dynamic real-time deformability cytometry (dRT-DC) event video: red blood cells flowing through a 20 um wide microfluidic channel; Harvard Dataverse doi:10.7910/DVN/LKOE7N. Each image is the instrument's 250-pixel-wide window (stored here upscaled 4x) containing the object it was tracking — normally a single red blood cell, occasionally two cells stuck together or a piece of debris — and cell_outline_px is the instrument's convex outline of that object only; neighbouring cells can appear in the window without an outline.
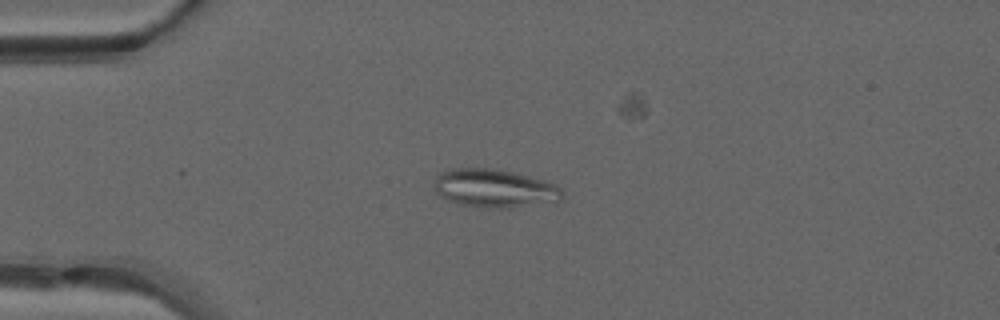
{"species": "common noctule bat (a hibernating species)", "species_latin": "Nyctalus noctula", "temperature_condition": "warm", "stored_images_in_passage": 37, "camera_frame_rate_fps": 3000, "um_per_image_px": 0.085, "animal": {"sex": "male", "forearm_length_mm": 52.5}, "frame": {"image": 1, "passage_image": 1, "time_ms": 0.0, "image_size_px": [1000, 320], "cell_outline_px": [[564, 200], [512, 208], [488, 208], [456, 204], [440, 196], [432, 188], [432, 184], [436, 176], [440, 172], [448, 168], [496, 168], [544, 180], [556, 184], [564, 192]], "centroid_in_image_um": [42.0, 16.01], "position_along_channel_um": 43.0, "area_um2": 29.25}}
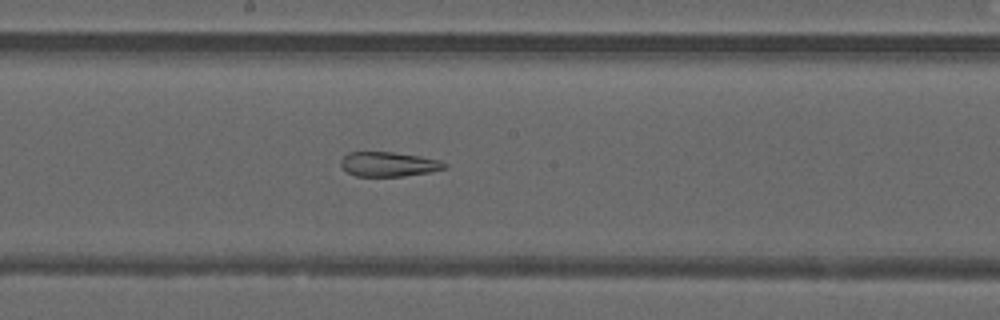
{"frame": {"image": 2, "passage_image": 15, "time_ms": 4.667, "image_size_px": [1000, 320], "cell_outline_px": [[448, 168], [428, 172], [404, 176], [356, 176], [348, 172], [340, 164], [340, 160], [348, 152], [392, 152], [420, 156], [440, 160], [448, 164]], "centroid_in_image_um": [33.06, 13.95], "position_along_channel_um": 215.1, "area_um2": 14.85}}
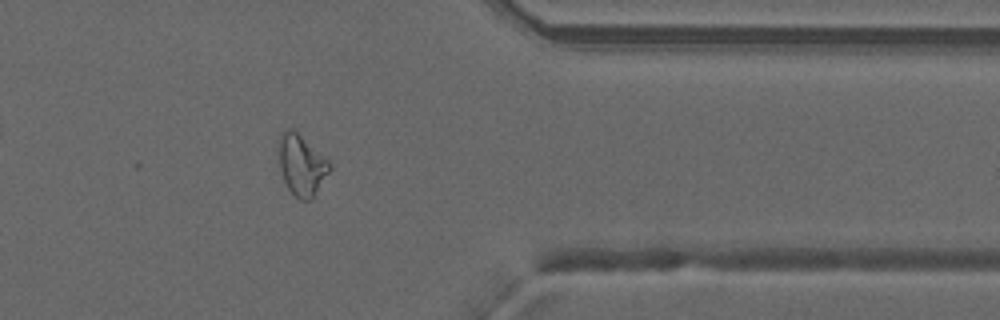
{"frame": {"image": 3, "passage_image": 28, "time_ms": 9.0, "image_size_px": [1000, 320], "cell_outline_px": [[332, 168], [312, 196], [308, 200], [300, 200], [288, 188], [284, 180], [280, 168], [276, 148], [280, 136], [284, 128], [296, 128], [332, 164]], "centroid_in_image_um": [25.6, 13.92], "position_along_channel_um": 385.8, "area_um2": 18.32}, "authors_computed_cell_mechanics": {"area_um2": 18.5538, "velocity_mm_per_s": 4.2521, "shape_relaxation_time_tau1_ms": null, "shape_relaxation_time_tau2_ms": 2.0567, "deformation_change_tau1": null, "deformation_change_tau2": 0.0997}}